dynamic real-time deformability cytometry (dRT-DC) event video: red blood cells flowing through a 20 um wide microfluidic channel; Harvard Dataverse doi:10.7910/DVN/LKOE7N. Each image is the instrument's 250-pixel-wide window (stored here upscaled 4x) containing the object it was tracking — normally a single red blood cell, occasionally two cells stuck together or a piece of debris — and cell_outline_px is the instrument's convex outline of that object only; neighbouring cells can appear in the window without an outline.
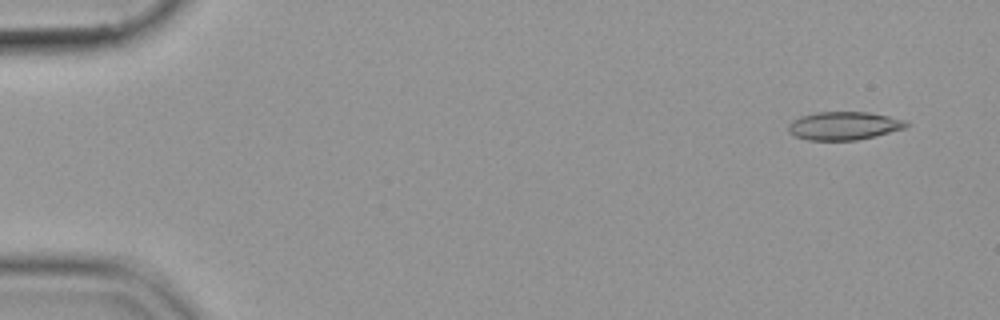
{"species": "common noctule bat (a hibernating species)", "species_latin": "Nyctalus noctula", "temperature_condition": "cold", "stored_images_in_passage": 55, "camera_frame_rate_fps": 3000, "um_per_image_px": 0.085, "animal": {"sex": "female", "body_mass_g": 19.9}, "frame": {"image": 1, "passage_image": 4, "time_ms": 1.0, "image_size_px": [1000, 320], "cell_outline_px": [[912, 124], [904, 128], [876, 136], [856, 140], [808, 140], [796, 136], [788, 132], [788, 124], [792, 120], [800, 116], [816, 112], [868, 112], [888, 116], [904, 120]], "centroid_in_image_um": [71.72, 10.69], "position_along_channel_um": 13.3, "area_um2": 19.42}}
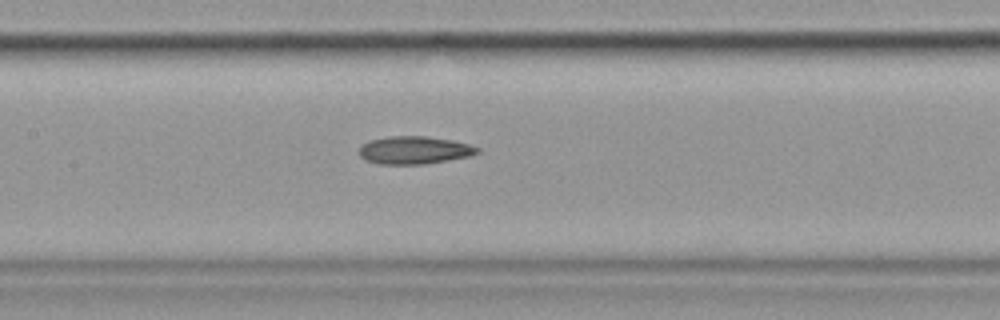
{"frame": {"image": 2, "passage_image": 27, "time_ms": 8.667, "image_size_px": [1000, 320], "cell_outline_px": [[480, 152], [468, 156], [424, 164], [380, 164], [364, 160], [360, 156], [360, 148], [368, 140], [388, 136], [424, 136], [452, 140], [468, 144], [480, 148]], "centroid_in_image_um": [35.19, 12.76], "position_along_channel_um": 172.2, "area_um2": 19.02}}
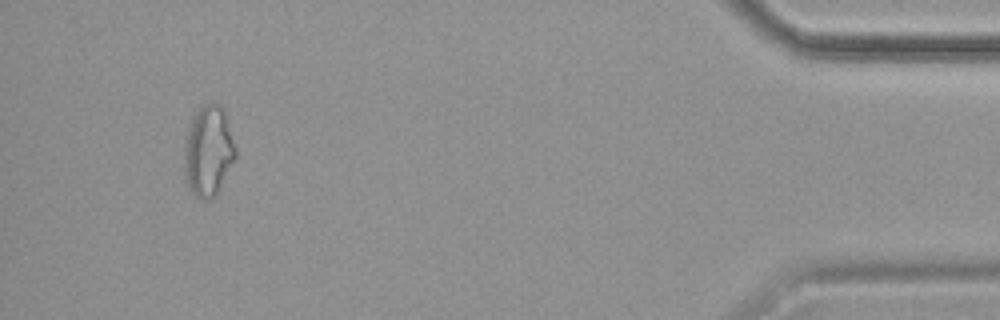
{"frame": {"image": 3, "passage_image": 52, "time_ms": 17.0, "image_size_px": [1000, 320], "cell_outline_px": [[236, 160], [216, 192], [212, 196], [200, 200], [188, 188], [184, 176], [184, 140], [188, 128], [196, 112], [204, 104], [212, 100], [220, 104], [228, 116], [236, 148]], "centroid_in_image_um": [17.72, 12.78], "position_along_channel_um": 417.5, "area_um2": 27.46}}